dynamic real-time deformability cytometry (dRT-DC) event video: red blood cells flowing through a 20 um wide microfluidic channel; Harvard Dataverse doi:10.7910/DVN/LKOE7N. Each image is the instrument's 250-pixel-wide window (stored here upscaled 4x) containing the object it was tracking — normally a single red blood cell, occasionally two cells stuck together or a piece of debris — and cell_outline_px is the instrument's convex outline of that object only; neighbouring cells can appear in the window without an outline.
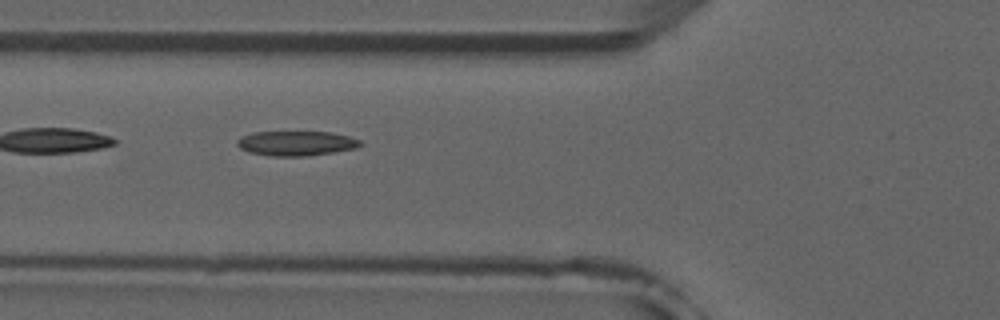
{"species": "common noctule bat (a hibernating species)", "species_latin": "Nyctalus noctula", "temperature_condition": "room temperature", "stored_images_in_passage": 6, "camera_frame_rate_fps": 3000, "um_per_image_px": 0.085, "animal": {"sex": "male", "forearm_length_mm": 52.5}, "frame": {"image": 1, "passage_image": 6, "time_ms": 6.0, "image_size_px": [1000, 320], "cell_outline_px": [[364, 144], [356, 148], [308, 156], [272, 156], [248, 152], [240, 148], [236, 144], [236, 140], [252, 132], [328, 132], [348, 136], [360, 140]], "centroid_in_image_um": [25.17, 12.18], "position_along_channel_um": 100.6, "area_um2": 17.69}}